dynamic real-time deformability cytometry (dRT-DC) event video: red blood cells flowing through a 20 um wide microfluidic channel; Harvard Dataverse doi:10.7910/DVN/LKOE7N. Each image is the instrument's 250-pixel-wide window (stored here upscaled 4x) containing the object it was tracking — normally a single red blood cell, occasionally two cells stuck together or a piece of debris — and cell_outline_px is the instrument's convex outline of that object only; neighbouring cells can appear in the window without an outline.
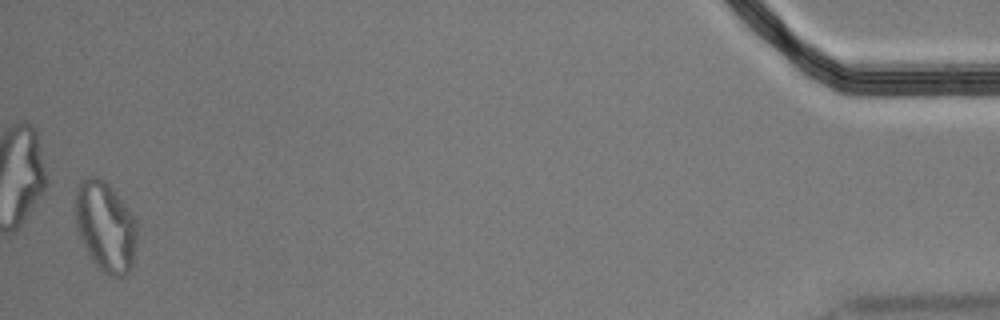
{"species": "Egyptian fruit bat (a non-hibernating species)", "species_latin": "Rousettus aegyptiacus", "temperature_condition": "cold", "stored_images_in_passage": 56, "segment_of_instrument_passage": [2, 2], "camera_frame_rate_fps": 3000, "um_per_image_px": 0.085, "animal": {"sex": "male"}, "frame": {"image": 1, "passage_image": 55, "time_ms": 18.0, "image_size_px": [1000, 320], "cell_outline_px": [[136, 248], [132, 268], [128, 272], [120, 276], [112, 276], [104, 272], [92, 260], [80, 236], [76, 224], [76, 188], [80, 180], [88, 176], [96, 176], [104, 180], [108, 184], [124, 204], [136, 220]], "centroid_in_image_um": [8.97, 19.24], "position_along_channel_um": 426.2, "area_um2": 31.96}}